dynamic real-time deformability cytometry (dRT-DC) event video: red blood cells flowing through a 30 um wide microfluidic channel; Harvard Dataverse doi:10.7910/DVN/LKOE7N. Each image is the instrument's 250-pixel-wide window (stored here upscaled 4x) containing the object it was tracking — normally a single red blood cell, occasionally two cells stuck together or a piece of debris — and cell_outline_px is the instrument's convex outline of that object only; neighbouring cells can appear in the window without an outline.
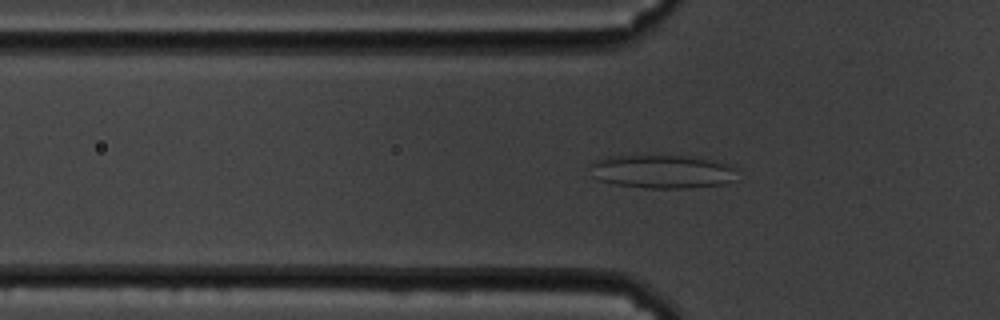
{"species": "common noctule bat (a hibernating species)", "species_latin": "Nyctalus noctula", "temperature_condition": "cold", "stored_images_in_passage": 59, "camera_frame_rate_fps": 3000, "um_per_image_px": 0.085, "animal": {"sex": "male", "body_mass_g": 19.5, "forearm_length_mm": 54.6}, "frame": {"image": 1, "passage_image": 19, "time_ms": 6.0, "image_size_px": [1000, 320], "cell_outline_px": [[736, 180], [724, 184], [688, 188], [648, 188], [616, 184], [600, 180], [592, 176], [592, 160], [608, 156], [700, 156], [716, 160], [728, 164], [736, 168]], "centroid_in_image_um": [56.36, 14.57], "position_along_channel_um": 69.4, "area_um2": 28.96}}
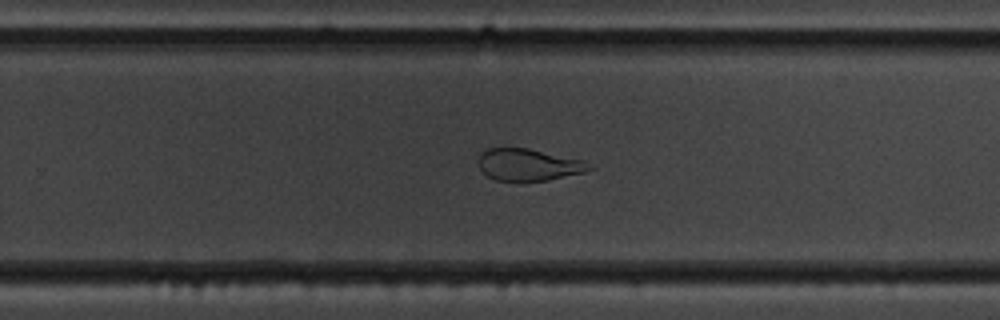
{"frame": {"image": 2, "passage_image": 38, "time_ms": 12.333, "image_size_px": [1000, 320], "cell_outline_px": [[592, 168], [584, 172], [548, 180], [496, 180], [488, 176], [476, 164], [476, 160], [480, 152], [488, 148], [528, 148], [584, 160]], "centroid_in_image_um": [44.86, 13.98], "position_along_channel_um": 284.9, "area_um2": 20.52}}
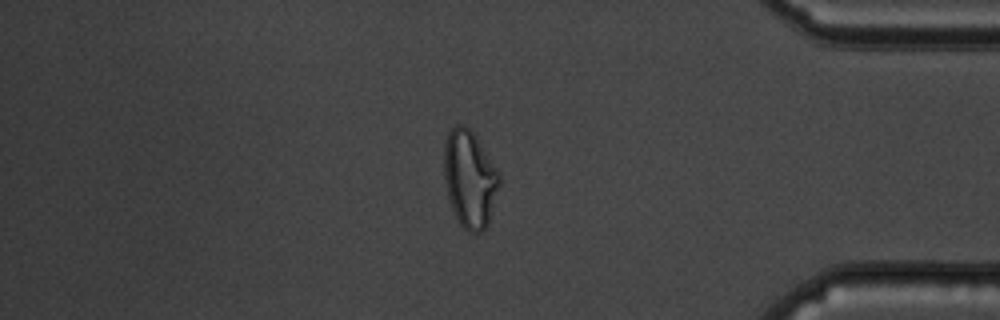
{"frame": {"image": 3, "passage_image": 50, "time_ms": 16.333, "image_size_px": [1000, 320], "cell_outline_px": [[500, 184], [488, 224], [484, 232], [468, 232], [460, 224], [452, 208], [448, 196], [444, 176], [444, 144], [448, 132], [456, 124], [464, 124], [476, 136], [500, 172]], "centroid_in_image_um": [39.94, 15.2], "position_along_channel_um": 395.3, "area_um2": 31.44}}